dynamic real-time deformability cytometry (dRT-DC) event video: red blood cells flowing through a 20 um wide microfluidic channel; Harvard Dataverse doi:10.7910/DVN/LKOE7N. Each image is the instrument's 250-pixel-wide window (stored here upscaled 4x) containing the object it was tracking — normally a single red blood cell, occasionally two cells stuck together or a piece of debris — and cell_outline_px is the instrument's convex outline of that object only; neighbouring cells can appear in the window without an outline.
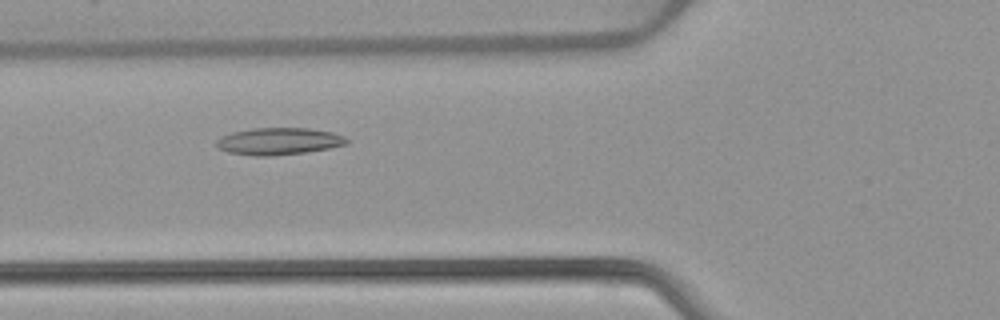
{"species": "common noctule bat (a hibernating species)", "species_latin": "Nyctalus noctula", "temperature_condition": "warm", "stored_images_in_passage": 46, "camera_frame_rate_fps": 3000, "um_per_image_px": 0.085, "animal": {"sex": "female", "body_mass_g": 22.7, "forearm_length_mm": 54.2}, "frame": {"image": 1, "passage_image": 13, "time_ms": 4.0, "image_size_px": [1000, 320], "cell_outline_px": [[348, 144], [328, 148], [304, 152], [272, 156], [252, 156], [228, 152], [216, 148], [216, 140], [220, 136], [232, 132], [252, 128], [308, 128], [332, 132], [344, 136], [348, 140]], "centroid_in_image_um": [23.65, 12.01], "position_along_channel_um": 102.2, "area_um2": 20.63}}
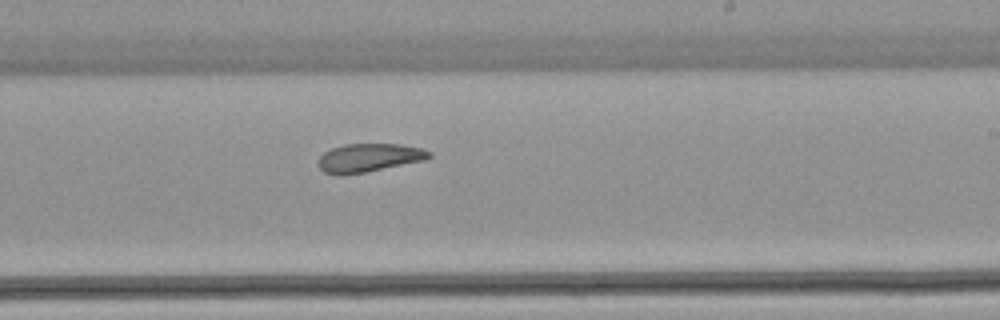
{"frame": {"image": 2, "passage_image": 25, "time_ms": 8.0, "image_size_px": [1000, 320], "cell_outline_px": [[432, 156], [424, 160], [364, 172], [340, 176], [324, 172], [316, 164], [320, 156], [324, 152], [332, 148], [344, 144], [400, 144], [420, 148], [432, 152]], "centroid_in_image_um": [31.32, 13.41], "position_along_channel_um": 257.7, "area_um2": 18.32}}
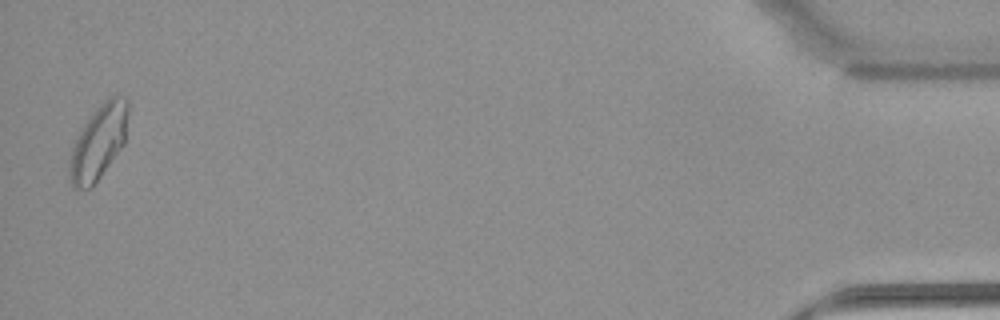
{"frame": {"image": 3, "passage_image": 45, "time_ms": 14.667, "image_size_px": [1000, 320], "cell_outline_px": [[128, 112], [124, 144], [100, 176], [88, 188], [72, 188], [68, 176], [68, 172], [72, 148], [84, 124], [92, 112], [108, 96], [128, 96]], "centroid_in_image_um": [8.38, 12.04], "position_along_channel_um": 426.8, "area_um2": 25.09}, "authors_computed_cell_mechanics": {"area_um2": 20.3745, "velocity_mm_per_s": 3.8924, "shape_relaxation_time_tau1_ms": null, "shape_relaxation_time_tau2_ms": 8.0068, "deformation_change_tau1": null, "deformation_change_tau2": 0.1775}}